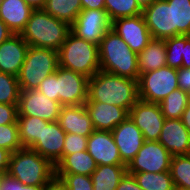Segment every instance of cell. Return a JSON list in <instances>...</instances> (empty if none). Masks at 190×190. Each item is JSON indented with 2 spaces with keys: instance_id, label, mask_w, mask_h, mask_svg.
<instances>
[{
  "instance_id": "cell-10",
  "label": "cell",
  "mask_w": 190,
  "mask_h": 190,
  "mask_svg": "<svg viewBox=\"0 0 190 190\" xmlns=\"http://www.w3.org/2000/svg\"><path fill=\"white\" fill-rule=\"evenodd\" d=\"M56 75L57 93L62 106H79L87 101L88 77L60 66Z\"/></svg>"
},
{
  "instance_id": "cell-35",
  "label": "cell",
  "mask_w": 190,
  "mask_h": 190,
  "mask_svg": "<svg viewBox=\"0 0 190 190\" xmlns=\"http://www.w3.org/2000/svg\"><path fill=\"white\" fill-rule=\"evenodd\" d=\"M0 147L11 153L23 148L19 138L18 124L0 125Z\"/></svg>"
},
{
  "instance_id": "cell-37",
  "label": "cell",
  "mask_w": 190,
  "mask_h": 190,
  "mask_svg": "<svg viewBox=\"0 0 190 190\" xmlns=\"http://www.w3.org/2000/svg\"><path fill=\"white\" fill-rule=\"evenodd\" d=\"M88 137L89 136H81L74 133H66L63 155L87 150Z\"/></svg>"
},
{
  "instance_id": "cell-28",
  "label": "cell",
  "mask_w": 190,
  "mask_h": 190,
  "mask_svg": "<svg viewBox=\"0 0 190 190\" xmlns=\"http://www.w3.org/2000/svg\"><path fill=\"white\" fill-rule=\"evenodd\" d=\"M172 3V37L190 35V0H165Z\"/></svg>"
},
{
  "instance_id": "cell-27",
  "label": "cell",
  "mask_w": 190,
  "mask_h": 190,
  "mask_svg": "<svg viewBox=\"0 0 190 190\" xmlns=\"http://www.w3.org/2000/svg\"><path fill=\"white\" fill-rule=\"evenodd\" d=\"M189 102L190 93L178 88L168 94L159 103V107L165 119H181Z\"/></svg>"
},
{
  "instance_id": "cell-32",
  "label": "cell",
  "mask_w": 190,
  "mask_h": 190,
  "mask_svg": "<svg viewBox=\"0 0 190 190\" xmlns=\"http://www.w3.org/2000/svg\"><path fill=\"white\" fill-rule=\"evenodd\" d=\"M105 10L112 21L143 13L136 0H104Z\"/></svg>"
},
{
  "instance_id": "cell-39",
  "label": "cell",
  "mask_w": 190,
  "mask_h": 190,
  "mask_svg": "<svg viewBox=\"0 0 190 190\" xmlns=\"http://www.w3.org/2000/svg\"><path fill=\"white\" fill-rule=\"evenodd\" d=\"M18 104L0 103V125L17 124Z\"/></svg>"
},
{
  "instance_id": "cell-41",
  "label": "cell",
  "mask_w": 190,
  "mask_h": 190,
  "mask_svg": "<svg viewBox=\"0 0 190 190\" xmlns=\"http://www.w3.org/2000/svg\"><path fill=\"white\" fill-rule=\"evenodd\" d=\"M177 82L179 88L190 93V68L177 69Z\"/></svg>"
},
{
  "instance_id": "cell-36",
  "label": "cell",
  "mask_w": 190,
  "mask_h": 190,
  "mask_svg": "<svg viewBox=\"0 0 190 190\" xmlns=\"http://www.w3.org/2000/svg\"><path fill=\"white\" fill-rule=\"evenodd\" d=\"M55 177L61 179L68 190H93L91 176L80 174H55Z\"/></svg>"
},
{
  "instance_id": "cell-43",
  "label": "cell",
  "mask_w": 190,
  "mask_h": 190,
  "mask_svg": "<svg viewBox=\"0 0 190 190\" xmlns=\"http://www.w3.org/2000/svg\"><path fill=\"white\" fill-rule=\"evenodd\" d=\"M182 57V68H190V35H185V46Z\"/></svg>"
},
{
  "instance_id": "cell-7",
  "label": "cell",
  "mask_w": 190,
  "mask_h": 190,
  "mask_svg": "<svg viewBox=\"0 0 190 190\" xmlns=\"http://www.w3.org/2000/svg\"><path fill=\"white\" fill-rule=\"evenodd\" d=\"M177 69L169 66L142 73L138 80L139 99L159 104L168 94L178 89Z\"/></svg>"
},
{
  "instance_id": "cell-23",
  "label": "cell",
  "mask_w": 190,
  "mask_h": 190,
  "mask_svg": "<svg viewBox=\"0 0 190 190\" xmlns=\"http://www.w3.org/2000/svg\"><path fill=\"white\" fill-rule=\"evenodd\" d=\"M97 164L87 150L63 155L55 165V174H80L91 176Z\"/></svg>"
},
{
  "instance_id": "cell-44",
  "label": "cell",
  "mask_w": 190,
  "mask_h": 190,
  "mask_svg": "<svg viewBox=\"0 0 190 190\" xmlns=\"http://www.w3.org/2000/svg\"><path fill=\"white\" fill-rule=\"evenodd\" d=\"M82 9H105L104 0H80Z\"/></svg>"
},
{
  "instance_id": "cell-9",
  "label": "cell",
  "mask_w": 190,
  "mask_h": 190,
  "mask_svg": "<svg viewBox=\"0 0 190 190\" xmlns=\"http://www.w3.org/2000/svg\"><path fill=\"white\" fill-rule=\"evenodd\" d=\"M111 25L105 9H82L70 26V31L77 37L99 46Z\"/></svg>"
},
{
  "instance_id": "cell-13",
  "label": "cell",
  "mask_w": 190,
  "mask_h": 190,
  "mask_svg": "<svg viewBox=\"0 0 190 190\" xmlns=\"http://www.w3.org/2000/svg\"><path fill=\"white\" fill-rule=\"evenodd\" d=\"M111 29L137 54L152 40L143 14L116 19L112 21Z\"/></svg>"
},
{
  "instance_id": "cell-14",
  "label": "cell",
  "mask_w": 190,
  "mask_h": 190,
  "mask_svg": "<svg viewBox=\"0 0 190 190\" xmlns=\"http://www.w3.org/2000/svg\"><path fill=\"white\" fill-rule=\"evenodd\" d=\"M111 132L122 162L128 166L145 141L143 133L129 116Z\"/></svg>"
},
{
  "instance_id": "cell-8",
  "label": "cell",
  "mask_w": 190,
  "mask_h": 190,
  "mask_svg": "<svg viewBox=\"0 0 190 190\" xmlns=\"http://www.w3.org/2000/svg\"><path fill=\"white\" fill-rule=\"evenodd\" d=\"M172 155L159 141H144L137 155L127 166V173L169 172Z\"/></svg>"
},
{
  "instance_id": "cell-21",
  "label": "cell",
  "mask_w": 190,
  "mask_h": 190,
  "mask_svg": "<svg viewBox=\"0 0 190 190\" xmlns=\"http://www.w3.org/2000/svg\"><path fill=\"white\" fill-rule=\"evenodd\" d=\"M57 121L65 133L89 136L95 130L84 104L62 106Z\"/></svg>"
},
{
  "instance_id": "cell-15",
  "label": "cell",
  "mask_w": 190,
  "mask_h": 190,
  "mask_svg": "<svg viewBox=\"0 0 190 190\" xmlns=\"http://www.w3.org/2000/svg\"><path fill=\"white\" fill-rule=\"evenodd\" d=\"M65 137L66 133L60 127L58 121H42L40 140L31 149L47 158L55 166L63 156Z\"/></svg>"
},
{
  "instance_id": "cell-38",
  "label": "cell",
  "mask_w": 190,
  "mask_h": 190,
  "mask_svg": "<svg viewBox=\"0 0 190 190\" xmlns=\"http://www.w3.org/2000/svg\"><path fill=\"white\" fill-rule=\"evenodd\" d=\"M41 93L46 95L49 99L59 102V95L57 93V75L56 72L46 77L37 88Z\"/></svg>"
},
{
  "instance_id": "cell-2",
  "label": "cell",
  "mask_w": 190,
  "mask_h": 190,
  "mask_svg": "<svg viewBox=\"0 0 190 190\" xmlns=\"http://www.w3.org/2000/svg\"><path fill=\"white\" fill-rule=\"evenodd\" d=\"M138 54L112 29L108 30L99 44L100 70L139 80Z\"/></svg>"
},
{
  "instance_id": "cell-17",
  "label": "cell",
  "mask_w": 190,
  "mask_h": 190,
  "mask_svg": "<svg viewBox=\"0 0 190 190\" xmlns=\"http://www.w3.org/2000/svg\"><path fill=\"white\" fill-rule=\"evenodd\" d=\"M142 14L153 39L172 37V3L154 0Z\"/></svg>"
},
{
  "instance_id": "cell-24",
  "label": "cell",
  "mask_w": 190,
  "mask_h": 190,
  "mask_svg": "<svg viewBox=\"0 0 190 190\" xmlns=\"http://www.w3.org/2000/svg\"><path fill=\"white\" fill-rule=\"evenodd\" d=\"M138 70L142 73L157 70L167 65L165 39H153L137 56Z\"/></svg>"
},
{
  "instance_id": "cell-42",
  "label": "cell",
  "mask_w": 190,
  "mask_h": 190,
  "mask_svg": "<svg viewBox=\"0 0 190 190\" xmlns=\"http://www.w3.org/2000/svg\"><path fill=\"white\" fill-rule=\"evenodd\" d=\"M116 190H142L133 175L126 173Z\"/></svg>"
},
{
  "instance_id": "cell-49",
  "label": "cell",
  "mask_w": 190,
  "mask_h": 190,
  "mask_svg": "<svg viewBox=\"0 0 190 190\" xmlns=\"http://www.w3.org/2000/svg\"><path fill=\"white\" fill-rule=\"evenodd\" d=\"M32 9H43L46 3V0H24Z\"/></svg>"
},
{
  "instance_id": "cell-51",
  "label": "cell",
  "mask_w": 190,
  "mask_h": 190,
  "mask_svg": "<svg viewBox=\"0 0 190 190\" xmlns=\"http://www.w3.org/2000/svg\"><path fill=\"white\" fill-rule=\"evenodd\" d=\"M6 174H7V172L0 171V187L2 185L3 179H4Z\"/></svg>"
},
{
  "instance_id": "cell-18",
  "label": "cell",
  "mask_w": 190,
  "mask_h": 190,
  "mask_svg": "<svg viewBox=\"0 0 190 190\" xmlns=\"http://www.w3.org/2000/svg\"><path fill=\"white\" fill-rule=\"evenodd\" d=\"M84 105L95 130L111 132L129 116V111L126 108L112 104L86 101Z\"/></svg>"
},
{
  "instance_id": "cell-45",
  "label": "cell",
  "mask_w": 190,
  "mask_h": 190,
  "mask_svg": "<svg viewBox=\"0 0 190 190\" xmlns=\"http://www.w3.org/2000/svg\"><path fill=\"white\" fill-rule=\"evenodd\" d=\"M11 152L0 147V171L7 172L9 166Z\"/></svg>"
},
{
  "instance_id": "cell-50",
  "label": "cell",
  "mask_w": 190,
  "mask_h": 190,
  "mask_svg": "<svg viewBox=\"0 0 190 190\" xmlns=\"http://www.w3.org/2000/svg\"><path fill=\"white\" fill-rule=\"evenodd\" d=\"M154 0H136L138 6L144 10L147 8Z\"/></svg>"
},
{
  "instance_id": "cell-16",
  "label": "cell",
  "mask_w": 190,
  "mask_h": 190,
  "mask_svg": "<svg viewBox=\"0 0 190 190\" xmlns=\"http://www.w3.org/2000/svg\"><path fill=\"white\" fill-rule=\"evenodd\" d=\"M87 151L97 165H125L110 131L94 130L88 137Z\"/></svg>"
},
{
  "instance_id": "cell-46",
  "label": "cell",
  "mask_w": 190,
  "mask_h": 190,
  "mask_svg": "<svg viewBox=\"0 0 190 190\" xmlns=\"http://www.w3.org/2000/svg\"><path fill=\"white\" fill-rule=\"evenodd\" d=\"M43 190H68L66 185L57 177H53L44 187Z\"/></svg>"
},
{
  "instance_id": "cell-4",
  "label": "cell",
  "mask_w": 190,
  "mask_h": 190,
  "mask_svg": "<svg viewBox=\"0 0 190 190\" xmlns=\"http://www.w3.org/2000/svg\"><path fill=\"white\" fill-rule=\"evenodd\" d=\"M7 173L23 185L45 186L55 176V166L31 148L11 153Z\"/></svg>"
},
{
  "instance_id": "cell-3",
  "label": "cell",
  "mask_w": 190,
  "mask_h": 190,
  "mask_svg": "<svg viewBox=\"0 0 190 190\" xmlns=\"http://www.w3.org/2000/svg\"><path fill=\"white\" fill-rule=\"evenodd\" d=\"M69 32L70 25L66 22L56 19L43 9H37L31 12L21 36L29 46L58 51Z\"/></svg>"
},
{
  "instance_id": "cell-48",
  "label": "cell",
  "mask_w": 190,
  "mask_h": 190,
  "mask_svg": "<svg viewBox=\"0 0 190 190\" xmlns=\"http://www.w3.org/2000/svg\"><path fill=\"white\" fill-rule=\"evenodd\" d=\"M181 121L184 124V126L188 129V131L190 132V102L182 114Z\"/></svg>"
},
{
  "instance_id": "cell-47",
  "label": "cell",
  "mask_w": 190,
  "mask_h": 190,
  "mask_svg": "<svg viewBox=\"0 0 190 190\" xmlns=\"http://www.w3.org/2000/svg\"><path fill=\"white\" fill-rule=\"evenodd\" d=\"M13 34L14 33L8 28V26L0 19V44Z\"/></svg>"
},
{
  "instance_id": "cell-34",
  "label": "cell",
  "mask_w": 190,
  "mask_h": 190,
  "mask_svg": "<svg viewBox=\"0 0 190 190\" xmlns=\"http://www.w3.org/2000/svg\"><path fill=\"white\" fill-rule=\"evenodd\" d=\"M167 66L180 69L182 67V54L185 46V35H177L165 39Z\"/></svg>"
},
{
  "instance_id": "cell-6",
  "label": "cell",
  "mask_w": 190,
  "mask_h": 190,
  "mask_svg": "<svg viewBox=\"0 0 190 190\" xmlns=\"http://www.w3.org/2000/svg\"><path fill=\"white\" fill-rule=\"evenodd\" d=\"M59 67L58 51L29 46L17 76L20 90L37 89L40 83Z\"/></svg>"
},
{
  "instance_id": "cell-29",
  "label": "cell",
  "mask_w": 190,
  "mask_h": 190,
  "mask_svg": "<svg viewBox=\"0 0 190 190\" xmlns=\"http://www.w3.org/2000/svg\"><path fill=\"white\" fill-rule=\"evenodd\" d=\"M42 121L46 120L34 116H18L19 138L23 147L31 148L40 140Z\"/></svg>"
},
{
  "instance_id": "cell-5",
  "label": "cell",
  "mask_w": 190,
  "mask_h": 190,
  "mask_svg": "<svg viewBox=\"0 0 190 190\" xmlns=\"http://www.w3.org/2000/svg\"><path fill=\"white\" fill-rule=\"evenodd\" d=\"M59 66L91 78L100 70L99 46L71 31L58 50Z\"/></svg>"
},
{
  "instance_id": "cell-11",
  "label": "cell",
  "mask_w": 190,
  "mask_h": 190,
  "mask_svg": "<svg viewBox=\"0 0 190 190\" xmlns=\"http://www.w3.org/2000/svg\"><path fill=\"white\" fill-rule=\"evenodd\" d=\"M62 105L49 99L38 89L21 90L18 101V116H34L54 122L58 120Z\"/></svg>"
},
{
  "instance_id": "cell-26",
  "label": "cell",
  "mask_w": 190,
  "mask_h": 190,
  "mask_svg": "<svg viewBox=\"0 0 190 190\" xmlns=\"http://www.w3.org/2000/svg\"><path fill=\"white\" fill-rule=\"evenodd\" d=\"M43 10L71 26L82 6L80 0H46Z\"/></svg>"
},
{
  "instance_id": "cell-25",
  "label": "cell",
  "mask_w": 190,
  "mask_h": 190,
  "mask_svg": "<svg viewBox=\"0 0 190 190\" xmlns=\"http://www.w3.org/2000/svg\"><path fill=\"white\" fill-rule=\"evenodd\" d=\"M126 173V165H97L91 174L93 190H116Z\"/></svg>"
},
{
  "instance_id": "cell-31",
  "label": "cell",
  "mask_w": 190,
  "mask_h": 190,
  "mask_svg": "<svg viewBox=\"0 0 190 190\" xmlns=\"http://www.w3.org/2000/svg\"><path fill=\"white\" fill-rule=\"evenodd\" d=\"M169 172L175 188L190 190V154L172 156Z\"/></svg>"
},
{
  "instance_id": "cell-33",
  "label": "cell",
  "mask_w": 190,
  "mask_h": 190,
  "mask_svg": "<svg viewBox=\"0 0 190 190\" xmlns=\"http://www.w3.org/2000/svg\"><path fill=\"white\" fill-rule=\"evenodd\" d=\"M20 91L16 76L0 72V103L18 104Z\"/></svg>"
},
{
  "instance_id": "cell-22",
  "label": "cell",
  "mask_w": 190,
  "mask_h": 190,
  "mask_svg": "<svg viewBox=\"0 0 190 190\" xmlns=\"http://www.w3.org/2000/svg\"><path fill=\"white\" fill-rule=\"evenodd\" d=\"M33 10L24 0H1L0 19L14 34H21Z\"/></svg>"
},
{
  "instance_id": "cell-12",
  "label": "cell",
  "mask_w": 190,
  "mask_h": 190,
  "mask_svg": "<svg viewBox=\"0 0 190 190\" xmlns=\"http://www.w3.org/2000/svg\"><path fill=\"white\" fill-rule=\"evenodd\" d=\"M129 117L141 130L145 141H158L165 117L159 104L139 99L129 110Z\"/></svg>"
},
{
  "instance_id": "cell-30",
  "label": "cell",
  "mask_w": 190,
  "mask_h": 190,
  "mask_svg": "<svg viewBox=\"0 0 190 190\" xmlns=\"http://www.w3.org/2000/svg\"><path fill=\"white\" fill-rule=\"evenodd\" d=\"M134 176L142 190H175L170 172L128 173Z\"/></svg>"
},
{
  "instance_id": "cell-1",
  "label": "cell",
  "mask_w": 190,
  "mask_h": 190,
  "mask_svg": "<svg viewBox=\"0 0 190 190\" xmlns=\"http://www.w3.org/2000/svg\"><path fill=\"white\" fill-rule=\"evenodd\" d=\"M139 100L138 81L99 70L88 79L87 101L126 108Z\"/></svg>"
},
{
  "instance_id": "cell-19",
  "label": "cell",
  "mask_w": 190,
  "mask_h": 190,
  "mask_svg": "<svg viewBox=\"0 0 190 190\" xmlns=\"http://www.w3.org/2000/svg\"><path fill=\"white\" fill-rule=\"evenodd\" d=\"M158 141L172 156L190 154V132L181 119H165Z\"/></svg>"
},
{
  "instance_id": "cell-20",
  "label": "cell",
  "mask_w": 190,
  "mask_h": 190,
  "mask_svg": "<svg viewBox=\"0 0 190 190\" xmlns=\"http://www.w3.org/2000/svg\"><path fill=\"white\" fill-rule=\"evenodd\" d=\"M29 45L21 34H13L0 44V72L18 76Z\"/></svg>"
},
{
  "instance_id": "cell-40",
  "label": "cell",
  "mask_w": 190,
  "mask_h": 190,
  "mask_svg": "<svg viewBox=\"0 0 190 190\" xmlns=\"http://www.w3.org/2000/svg\"><path fill=\"white\" fill-rule=\"evenodd\" d=\"M44 186L23 185L8 173L5 175L0 190H43Z\"/></svg>"
}]
</instances>
